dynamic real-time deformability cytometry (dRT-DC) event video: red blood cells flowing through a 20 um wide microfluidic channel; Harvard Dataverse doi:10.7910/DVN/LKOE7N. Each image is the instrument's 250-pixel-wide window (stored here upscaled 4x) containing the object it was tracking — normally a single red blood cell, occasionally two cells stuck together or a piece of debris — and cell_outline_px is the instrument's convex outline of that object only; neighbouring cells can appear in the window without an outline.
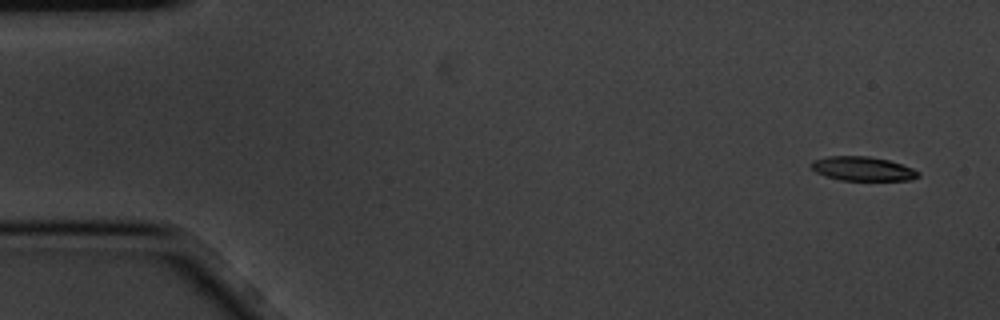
{"species": "common noctule bat (a hibernating species)", "species_latin": "Nyctalus noctula", "temperature_condition": "cold", "stored_images_in_passage": 5, "camera_frame_rate_fps": 3000, "um_per_image_px": 0.085, "animal": {"sex": "male", "body_mass_g": 20.1, "forearm_length_mm": 53.5}, "frame": {"image": 1, "passage_image": 1, "time_ms": 0.0, "image_size_px": [1000, 320], "cell_outline_px": [[920, 176], [912, 180], [840, 180], [824, 176], [816, 172], [808, 164], [812, 160], [828, 156], [868, 156], [888, 160], [912, 168], [920, 172]], "centroid_in_image_um": [73.29, 14.34], "position_along_channel_um": 11.7, "area_um2": 15.14}}